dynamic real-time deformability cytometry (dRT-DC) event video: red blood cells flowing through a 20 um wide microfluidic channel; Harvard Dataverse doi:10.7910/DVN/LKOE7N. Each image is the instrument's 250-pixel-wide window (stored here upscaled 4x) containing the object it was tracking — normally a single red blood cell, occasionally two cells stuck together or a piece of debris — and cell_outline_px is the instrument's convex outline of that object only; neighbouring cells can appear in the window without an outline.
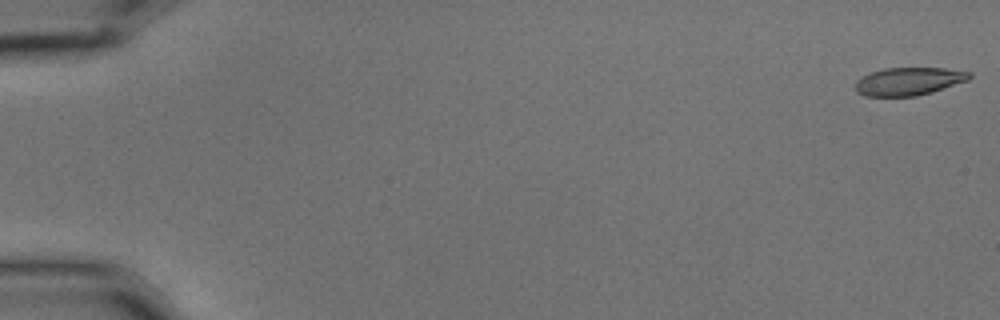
{"species": "common noctule bat (a hibernating species)", "species_latin": "Nyctalus noctula", "temperature_condition": "cold", "stored_images_in_passage": 9, "camera_frame_rate_fps": 3000, "um_per_image_px": 0.085, "animal": {"sex": "male", "body_mass_g": 15.6}, "frame": {"image": 1, "passage_image": 1, "time_ms": 0.0, "image_size_px": [1000, 320], "cell_outline_px": [[972, 76], [968, 80], [932, 92], [916, 96], [864, 96], [856, 92], [856, 80], [872, 72], [884, 68], [944, 68], [972, 72]], "centroid_in_image_um": [77.26, 6.91], "position_along_channel_um": 7.7, "area_um2": 18.5}}
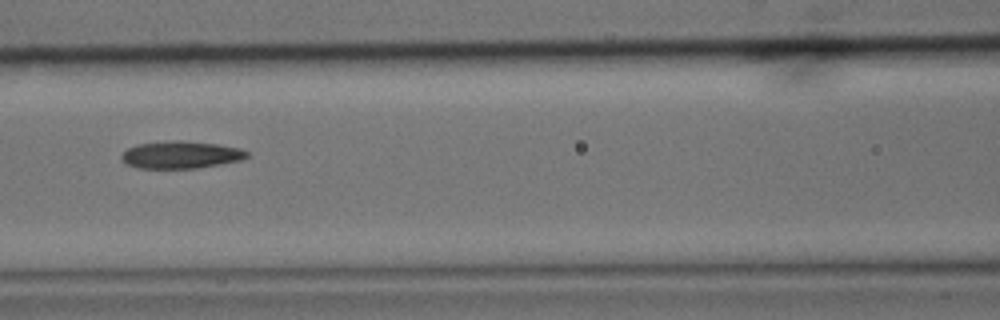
{"frame": {"image": 2, "passage_image": 8, "time_ms": 2.333, "image_size_px": [1000, 320], "cell_outline_px": [[248, 156], [240, 160], [220, 164], [196, 168], [136, 168], [128, 164], [120, 156], [128, 148], [136, 144], [176, 140], [180, 140], [216, 144], [240, 148], [248, 152]], "centroid_in_image_um": [15.37, 13.15], "position_along_channel_um": 151.2, "area_um2": 19.77}}
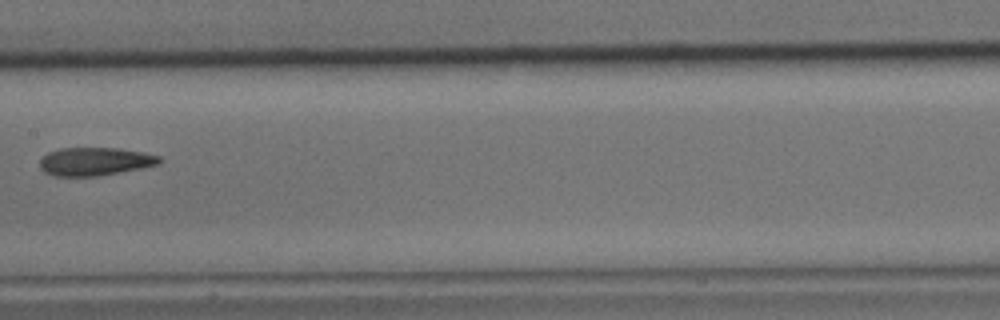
{"frame": {"image": 3, "passage_image": 9, "time_ms": 2.667, "image_size_px": [1000, 320], "cell_outline_px": [[164, 160], [160, 164], [140, 168], [96, 176], [56, 176], [44, 172], [40, 168], [40, 160], [48, 152], [60, 148], [116, 148], [144, 152], [160, 156]], "centroid_in_image_um": [8.09, 13.72], "position_along_channel_um": 199.3, "area_um2": 19.59}}